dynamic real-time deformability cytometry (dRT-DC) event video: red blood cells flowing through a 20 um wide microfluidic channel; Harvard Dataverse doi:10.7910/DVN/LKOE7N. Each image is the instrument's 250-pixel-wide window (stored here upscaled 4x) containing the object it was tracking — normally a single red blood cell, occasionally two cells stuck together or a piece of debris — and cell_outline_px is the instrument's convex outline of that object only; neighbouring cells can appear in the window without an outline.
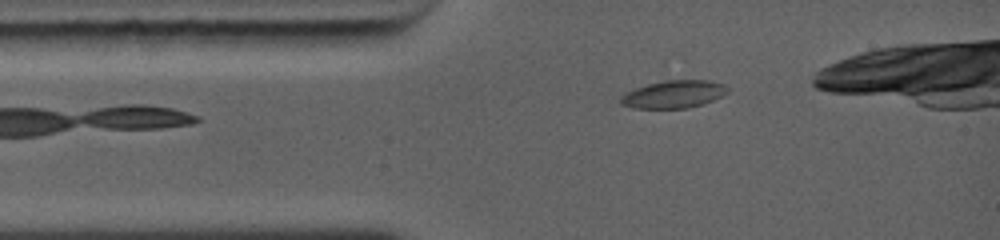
{"species": "common noctule bat (a hibernating species)", "species_latin": "Nyctalus noctula", "temperature_condition": "warm", "stored_images_in_passage": 63, "camera_frame_rate_fps": 5000, "um_per_image_px": 0.085, "animal": {"sex": "female", "body_mass_g": 19.0, "forearm_length_mm": 56.7}, "frame": {"image": 1, "passage_image": 7, "time_ms": 1.0, "image_size_px": [1000, 240], "cell_outline_px": [[732, 88], [728, 92], [712, 100], [688, 108], [636, 108], [620, 104], [620, 96], [636, 88], [648, 84], [664, 80], [708, 80], [724, 84]], "centroid_in_image_um": [57.29, 8.0], "position_along_channel_um": 27.7, "area_um2": 17.11}}
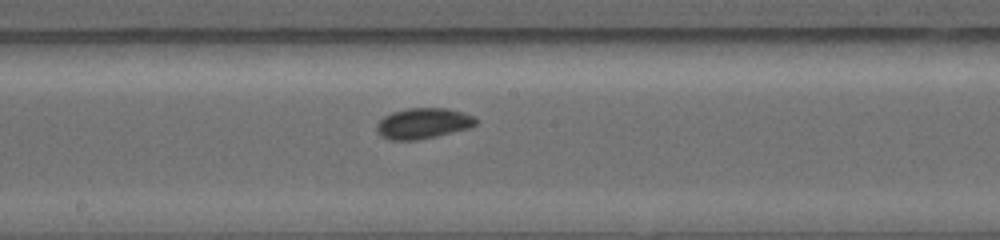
{"frame": {"image": 2, "passage_image": 34, "time_ms": 5.6, "image_size_px": [1000, 240], "cell_outline_px": [[476, 124], [468, 128], [436, 136], [416, 140], [392, 140], [380, 136], [376, 128], [376, 124], [384, 116], [392, 112], [408, 108], [448, 108], [472, 116], [476, 120]], "centroid_in_image_um": [35.91, 10.49], "position_along_channel_um": 212.3, "area_um2": 17.51}}
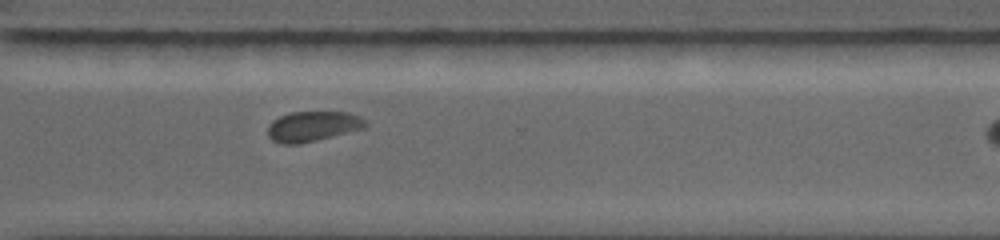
{"frame": {"image": 3, "passage_image": 52, "time_ms": 8.6, "image_size_px": [1000, 240], "cell_outline_px": [[368, 124], [364, 128], [296, 144], [284, 144], [272, 140], [268, 136], [268, 128], [272, 120], [280, 116], [292, 112], [348, 112], [360, 116]], "centroid_in_image_um": [26.57, 10.72], "position_along_channel_um": 344.0, "area_um2": 16.82}}